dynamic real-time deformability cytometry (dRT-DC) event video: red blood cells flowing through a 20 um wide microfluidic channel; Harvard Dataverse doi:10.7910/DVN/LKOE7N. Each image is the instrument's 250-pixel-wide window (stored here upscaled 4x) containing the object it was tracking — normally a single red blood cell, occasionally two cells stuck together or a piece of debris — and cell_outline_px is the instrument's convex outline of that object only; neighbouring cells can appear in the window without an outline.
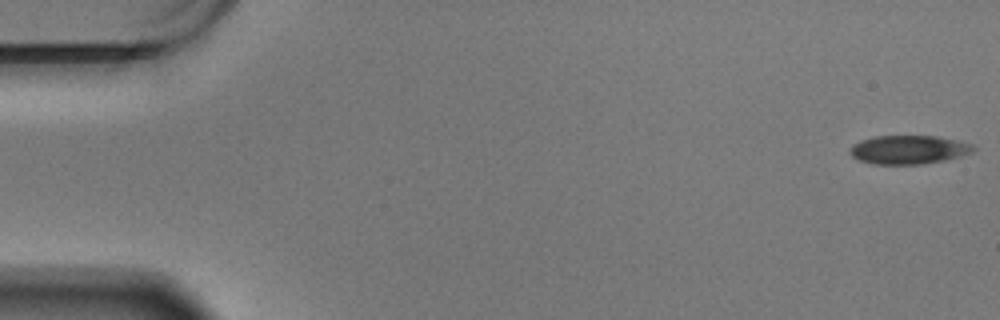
{"species": "Egyptian fruit bat (a non-hibernating species)", "species_latin": "Rousettus aegyptiacus", "temperature_condition": "warm", "stored_images_in_passage": 59, "camera_frame_rate_fps": 3000, "um_per_image_px": 0.085, "animal": {"sex": "male"}, "frame": {"image": 1, "passage_image": 1, "time_ms": 0.0, "image_size_px": [1000, 320], "cell_outline_px": [[976, 148], [972, 152], [960, 156], [944, 160], [924, 164], [872, 164], [860, 160], [852, 156], [848, 152], [848, 148], [852, 144], [860, 140], [872, 136], [936, 136], [956, 140], [972, 144]], "centroid_in_image_um": [77.19, 12.72], "position_along_channel_um": 7.8, "area_um2": 20.75}}
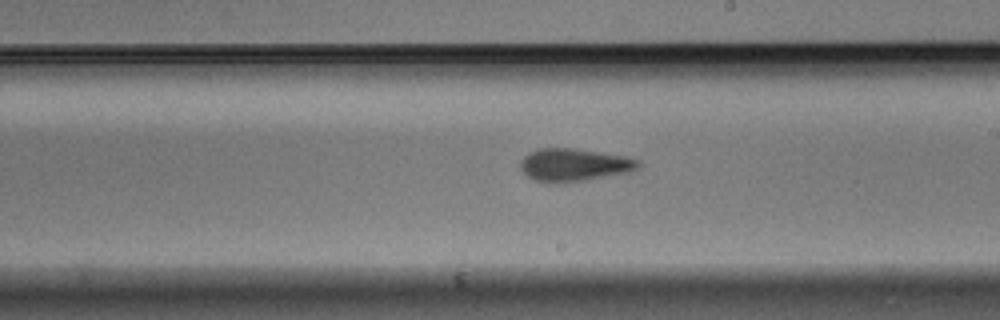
{"frame": {"image": 2, "passage_image": 34, "time_ms": 11.0, "image_size_px": [1000, 320], "cell_outline_px": [[640, 168], [632, 172], [584, 180], [532, 180], [520, 168], [520, 160], [528, 152], [540, 148], [572, 148], [624, 156], [640, 160]], "centroid_in_image_um": [48.84, 13.98], "position_along_channel_um": 240.2, "area_um2": 21.96}}
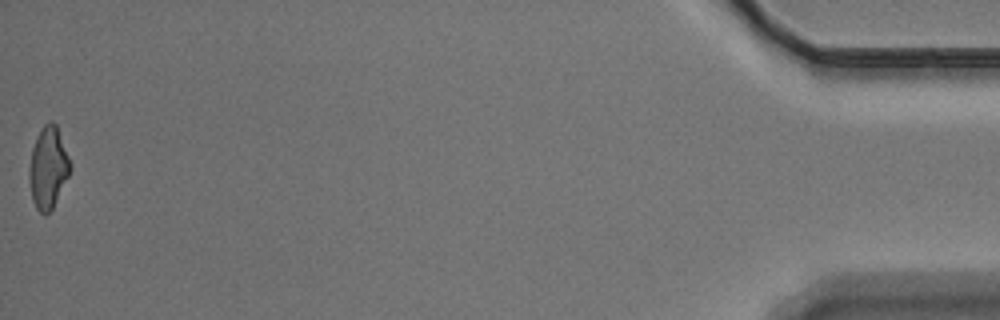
{"frame": {"image": 3, "passage_image": 59, "time_ms": 19.333, "image_size_px": [1000, 320], "cell_outline_px": [[72, 168], [52, 208], [44, 216], [36, 208], [32, 200], [28, 180], [28, 172], [32, 148], [36, 136], [44, 124], [48, 120], [52, 120], [56, 124], [72, 164]], "centroid_in_image_um": [4.08, 14.23], "position_along_channel_um": 431.1, "area_um2": 19.65}, "authors_computed_cell_mechanics": {"area_um2": 21.5594, "velocity_mm_per_s": 3.4416, "shape_relaxation_time_tau1_ms": 6.7314, "shape_relaxation_time_tau2_ms": 4.4152, "deformation_change_tau1": 0.153, "deformation_change_tau2": 0.1215}}